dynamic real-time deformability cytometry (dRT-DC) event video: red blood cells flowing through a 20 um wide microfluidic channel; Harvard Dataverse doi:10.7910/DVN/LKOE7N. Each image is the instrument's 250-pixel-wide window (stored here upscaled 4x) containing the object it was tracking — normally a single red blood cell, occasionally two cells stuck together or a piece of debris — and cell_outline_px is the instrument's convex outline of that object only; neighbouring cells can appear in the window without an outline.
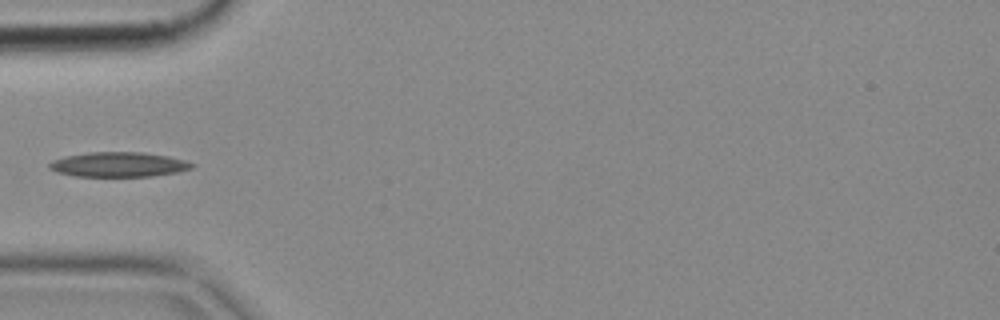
{"species": "common noctule bat (a hibernating species)", "species_latin": "Nyctalus noctula", "temperature_condition": "cold", "stored_images_in_passage": 5, "camera_frame_rate_fps": 3000, "um_per_image_px": 0.085, "animal": {"sex": "female", "body_mass_g": 18.4}, "frame": {"image": 1, "passage_image": 4, "time_ms": 1.0, "image_size_px": [1000, 320], "cell_outline_px": [[196, 164], [192, 168], [176, 172], [152, 176], [76, 176], [56, 172], [48, 168], [48, 164], [52, 160], [64, 156], [92, 152], [144, 152], [168, 156], [184, 160]], "centroid_in_image_um": [10.06, 13.98], "position_along_channel_um": 74.9, "area_um2": 20.58}}
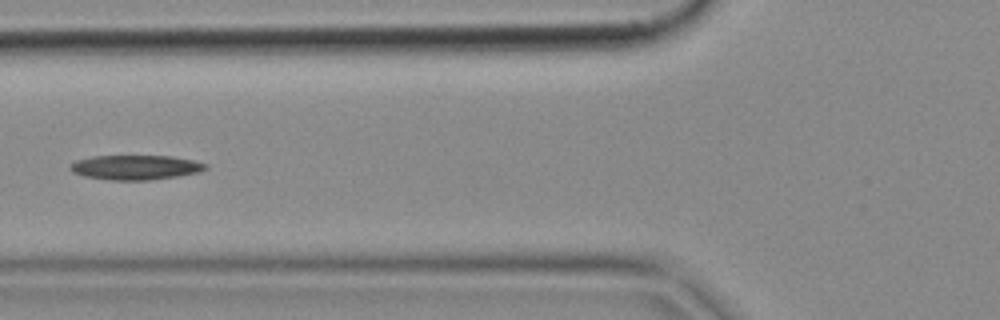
{"frame": {"image": 2, "passage_image": 5, "time_ms": 1.333, "image_size_px": [1000, 320], "cell_outline_px": [[208, 168], [200, 172], [152, 180], [108, 180], [84, 176], [72, 172], [68, 168], [68, 164], [76, 160], [92, 156], [172, 156], [192, 160], [208, 164]], "centroid_in_image_um": [11.49, 14.23], "position_along_channel_um": 114.3, "area_um2": 19.59}}